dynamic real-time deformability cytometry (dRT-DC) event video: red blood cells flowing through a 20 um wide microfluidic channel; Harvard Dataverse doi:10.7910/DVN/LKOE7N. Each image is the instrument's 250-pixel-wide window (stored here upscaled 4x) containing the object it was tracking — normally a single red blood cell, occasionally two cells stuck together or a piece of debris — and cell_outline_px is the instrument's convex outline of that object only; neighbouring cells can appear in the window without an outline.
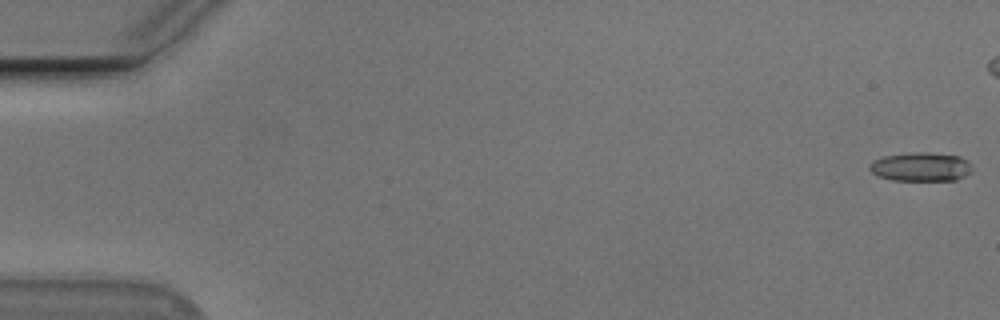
{"species": "Egyptian fruit bat (a non-hibernating species)", "species_latin": "Rousettus aegyptiacus", "temperature_condition": "cold", "stored_images_in_passage": 47, "camera_frame_rate_fps": 3000, "um_per_image_px": 0.085, "animal": {"sex": "male"}, "frame": {"image": 1, "passage_image": 1, "time_ms": 0.0, "image_size_px": [1000, 320], "cell_outline_px": [[972, 172], [956, 180], [892, 180], [876, 176], [868, 168], [868, 164], [872, 160], [884, 156], [912, 152], [928, 152], [960, 156], [968, 160], [972, 164]], "centroid_in_image_um": [78.27, 14.17], "position_along_channel_um": 6.7, "area_um2": 17.57}}
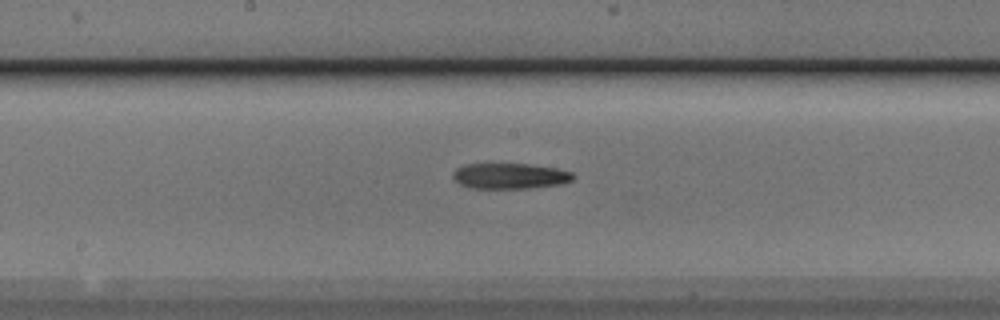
{"frame": {"image": 2, "passage_image": 29, "time_ms": 9.333, "image_size_px": [1000, 320], "cell_outline_px": [[576, 176], [572, 180], [560, 184], [528, 188], [468, 188], [460, 184], [452, 176], [452, 172], [456, 168], [464, 164], [528, 164], [556, 168], [572, 172]], "centroid_in_image_um": [43.33, 14.95], "position_along_channel_um": 204.9, "area_um2": 17.98}}
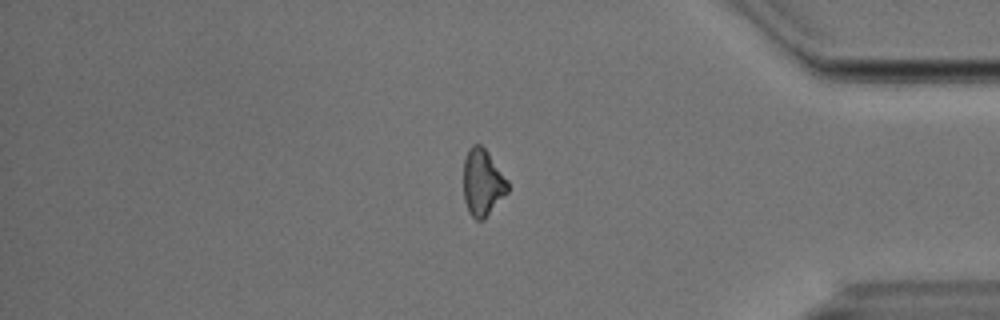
{"frame": {"image": 3, "passage_image": 46, "time_ms": 15.0, "image_size_px": [1000, 320], "cell_outline_px": [[508, 192], [484, 220], [476, 220], [468, 212], [464, 200], [464, 160], [468, 148], [472, 144], [480, 144], [488, 152], [508, 180]], "centroid_in_image_um": [41.02, 15.52], "position_along_channel_um": 394.2, "area_um2": 17.34}}